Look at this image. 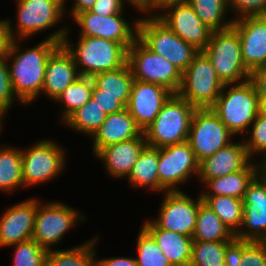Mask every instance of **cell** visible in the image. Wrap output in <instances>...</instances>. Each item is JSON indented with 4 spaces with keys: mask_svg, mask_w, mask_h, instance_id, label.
<instances>
[{
    "mask_svg": "<svg viewBox=\"0 0 266 266\" xmlns=\"http://www.w3.org/2000/svg\"><path fill=\"white\" fill-rule=\"evenodd\" d=\"M67 30L61 26L25 51L20 49L18 40H10L5 57L13 93L22 105L31 104L41 95L48 58L62 44Z\"/></svg>",
    "mask_w": 266,
    "mask_h": 266,
    "instance_id": "cell-1",
    "label": "cell"
},
{
    "mask_svg": "<svg viewBox=\"0 0 266 266\" xmlns=\"http://www.w3.org/2000/svg\"><path fill=\"white\" fill-rule=\"evenodd\" d=\"M211 109L234 136L243 135V141L262 106L254 84L248 79L241 83L224 84Z\"/></svg>",
    "mask_w": 266,
    "mask_h": 266,
    "instance_id": "cell-2",
    "label": "cell"
},
{
    "mask_svg": "<svg viewBox=\"0 0 266 266\" xmlns=\"http://www.w3.org/2000/svg\"><path fill=\"white\" fill-rule=\"evenodd\" d=\"M68 33L69 30L61 45L72 56L80 76L93 77L117 70L127 63V49L121 43L85 36H79V40L72 43Z\"/></svg>",
    "mask_w": 266,
    "mask_h": 266,
    "instance_id": "cell-3",
    "label": "cell"
},
{
    "mask_svg": "<svg viewBox=\"0 0 266 266\" xmlns=\"http://www.w3.org/2000/svg\"><path fill=\"white\" fill-rule=\"evenodd\" d=\"M195 109L178 94H172L155 120L143 131L147 146L162 148L187 141Z\"/></svg>",
    "mask_w": 266,
    "mask_h": 266,
    "instance_id": "cell-4",
    "label": "cell"
},
{
    "mask_svg": "<svg viewBox=\"0 0 266 266\" xmlns=\"http://www.w3.org/2000/svg\"><path fill=\"white\" fill-rule=\"evenodd\" d=\"M202 52L211 61L223 84L241 83L250 79L251 72L243 62L239 35L232 26L213 31Z\"/></svg>",
    "mask_w": 266,
    "mask_h": 266,
    "instance_id": "cell-5",
    "label": "cell"
},
{
    "mask_svg": "<svg viewBox=\"0 0 266 266\" xmlns=\"http://www.w3.org/2000/svg\"><path fill=\"white\" fill-rule=\"evenodd\" d=\"M141 18L138 20L137 37L150 50L165 57L183 72L200 51L182 40L156 16Z\"/></svg>",
    "mask_w": 266,
    "mask_h": 266,
    "instance_id": "cell-6",
    "label": "cell"
},
{
    "mask_svg": "<svg viewBox=\"0 0 266 266\" xmlns=\"http://www.w3.org/2000/svg\"><path fill=\"white\" fill-rule=\"evenodd\" d=\"M17 24L14 30L11 20L6 18L10 40H22L56 27L64 18L67 0H17ZM16 31V32H15Z\"/></svg>",
    "mask_w": 266,
    "mask_h": 266,
    "instance_id": "cell-7",
    "label": "cell"
},
{
    "mask_svg": "<svg viewBox=\"0 0 266 266\" xmlns=\"http://www.w3.org/2000/svg\"><path fill=\"white\" fill-rule=\"evenodd\" d=\"M127 63L136 80L164 86L177 94L182 72L165 57L150 50L138 37L127 49Z\"/></svg>",
    "mask_w": 266,
    "mask_h": 266,
    "instance_id": "cell-8",
    "label": "cell"
},
{
    "mask_svg": "<svg viewBox=\"0 0 266 266\" xmlns=\"http://www.w3.org/2000/svg\"><path fill=\"white\" fill-rule=\"evenodd\" d=\"M223 86L211 61L200 51L182 72V83L177 94L195 108H211Z\"/></svg>",
    "mask_w": 266,
    "mask_h": 266,
    "instance_id": "cell-9",
    "label": "cell"
},
{
    "mask_svg": "<svg viewBox=\"0 0 266 266\" xmlns=\"http://www.w3.org/2000/svg\"><path fill=\"white\" fill-rule=\"evenodd\" d=\"M36 199V215L32 239L46 250L61 243L64 233L68 232L78 221L85 222L87 217L76 209L53 201L40 205Z\"/></svg>",
    "mask_w": 266,
    "mask_h": 266,
    "instance_id": "cell-10",
    "label": "cell"
},
{
    "mask_svg": "<svg viewBox=\"0 0 266 266\" xmlns=\"http://www.w3.org/2000/svg\"><path fill=\"white\" fill-rule=\"evenodd\" d=\"M22 181L25 187L40 185L59 176L65 169L66 152L50 139L37 141L21 150Z\"/></svg>",
    "mask_w": 266,
    "mask_h": 266,
    "instance_id": "cell-11",
    "label": "cell"
},
{
    "mask_svg": "<svg viewBox=\"0 0 266 266\" xmlns=\"http://www.w3.org/2000/svg\"><path fill=\"white\" fill-rule=\"evenodd\" d=\"M235 137L211 108H196L187 142L200 163L232 143Z\"/></svg>",
    "mask_w": 266,
    "mask_h": 266,
    "instance_id": "cell-12",
    "label": "cell"
},
{
    "mask_svg": "<svg viewBox=\"0 0 266 266\" xmlns=\"http://www.w3.org/2000/svg\"><path fill=\"white\" fill-rule=\"evenodd\" d=\"M159 192L180 191L177 187L194 174L198 177L199 162L190 144H174L159 148ZM189 178V179H188Z\"/></svg>",
    "mask_w": 266,
    "mask_h": 266,
    "instance_id": "cell-13",
    "label": "cell"
},
{
    "mask_svg": "<svg viewBox=\"0 0 266 266\" xmlns=\"http://www.w3.org/2000/svg\"><path fill=\"white\" fill-rule=\"evenodd\" d=\"M160 11L156 17L185 42L199 51L209 43L213 30L201 21L187 1L168 3Z\"/></svg>",
    "mask_w": 266,
    "mask_h": 266,
    "instance_id": "cell-14",
    "label": "cell"
},
{
    "mask_svg": "<svg viewBox=\"0 0 266 266\" xmlns=\"http://www.w3.org/2000/svg\"><path fill=\"white\" fill-rule=\"evenodd\" d=\"M123 14L100 16L87 10L76 14L73 21L81 28L78 35L112 40L128 49L138 36L139 19H134L131 25L124 19Z\"/></svg>",
    "mask_w": 266,
    "mask_h": 266,
    "instance_id": "cell-15",
    "label": "cell"
},
{
    "mask_svg": "<svg viewBox=\"0 0 266 266\" xmlns=\"http://www.w3.org/2000/svg\"><path fill=\"white\" fill-rule=\"evenodd\" d=\"M196 199L195 201L181 190L166 191L159 207V214L152 221L161 229L192 237L196 227L198 208L203 202L201 194Z\"/></svg>",
    "mask_w": 266,
    "mask_h": 266,
    "instance_id": "cell-16",
    "label": "cell"
},
{
    "mask_svg": "<svg viewBox=\"0 0 266 266\" xmlns=\"http://www.w3.org/2000/svg\"><path fill=\"white\" fill-rule=\"evenodd\" d=\"M246 228H243V227ZM266 237V167L248 186L243 198V221L238 240L263 241Z\"/></svg>",
    "mask_w": 266,
    "mask_h": 266,
    "instance_id": "cell-17",
    "label": "cell"
},
{
    "mask_svg": "<svg viewBox=\"0 0 266 266\" xmlns=\"http://www.w3.org/2000/svg\"><path fill=\"white\" fill-rule=\"evenodd\" d=\"M173 93L162 85L134 79L126 109L144 131Z\"/></svg>",
    "mask_w": 266,
    "mask_h": 266,
    "instance_id": "cell-18",
    "label": "cell"
},
{
    "mask_svg": "<svg viewBox=\"0 0 266 266\" xmlns=\"http://www.w3.org/2000/svg\"><path fill=\"white\" fill-rule=\"evenodd\" d=\"M246 68L252 72L266 63V16H245L233 21Z\"/></svg>",
    "mask_w": 266,
    "mask_h": 266,
    "instance_id": "cell-19",
    "label": "cell"
},
{
    "mask_svg": "<svg viewBox=\"0 0 266 266\" xmlns=\"http://www.w3.org/2000/svg\"><path fill=\"white\" fill-rule=\"evenodd\" d=\"M36 215V199H27L10 206L0 216V248L12 247L32 239Z\"/></svg>",
    "mask_w": 266,
    "mask_h": 266,
    "instance_id": "cell-20",
    "label": "cell"
},
{
    "mask_svg": "<svg viewBox=\"0 0 266 266\" xmlns=\"http://www.w3.org/2000/svg\"><path fill=\"white\" fill-rule=\"evenodd\" d=\"M251 161L244 141L232 142L199 163L198 177L204 184L209 179L243 170Z\"/></svg>",
    "mask_w": 266,
    "mask_h": 266,
    "instance_id": "cell-21",
    "label": "cell"
},
{
    "mask_svg": "<svg viewBox=\"0 0 266 266\" xmlns=\"http://www.w3.org/2000/svg\"><path fill=\"white\" fill-rule=\"evenodd\" d=\"M147 146L144 134L129 141L119 142L102 148L95 156L102 160L106 171L113 177L126 179L130 175L133 166Z\"/></svg>",
    "mask_w": 266,
    "mask_h": 266,
    "instance_id": "cell-22",
    "label": "cell"
},
{
    "mask_svg": "<svg viewBox=\"0 0 266 266\" xmlns=\"http://www.w3.org/2000/svg\"><path fill=\"white\" fill-rule=\"evenodd\" d=\"M79 76L72 56L60 45L48 58L41 94L54 101Z\"/></svg>",
    "mask_w": 266,
    "mask_h": 266,
    "instance_id": "cell-23",
    "label": "cell"
},
{
    "mask_svg": "<svg viewBox=\"0 0 266 266\" xmlns=\"http://www.w3.org/2000/svg\"><path fill=\"white\" fill-rule=\"evenodd\" d=\"M142 129L125 108L120 112L107 115L100 128L93 134V153L96 155L102 148L119 142L140 137Z\"/></svg>",
    "mask_w": 266,
    "mask_h": 266,
    "instance_id": "cell-24",
    "label": "cell"
},
{
    "mask_svg": "<svg viewBox=\"0 0 266 266\" xmlns=\"http://www.w3.org/2000/svg\"><path fill=\"white\" fill-rule=\"evenodd\" d=\"M142 225L141 227L153 237L173 266H189L193 244L192 237L161 229L150 219Z\"/></svg>",
    "mask_w": 266,
    "mask_h": 266,
    "instance_id": "cell-25",
    "label": "cell"
},
{
    "mask_svg": "<svg viewBox=\"0 0 266 266\" xmlns=\"http://www.w3.org/2000/svg\"><path fill=\"white\" fill-rule=\"evenodd\" d=\"M264 168L262 163L252 160L243 170L209 179L203 184L207 189L201 196L226 195L243 200L248 186Z\"/></svg>",
    "mask_w": 266,
    "mask_h": 266,
    "instance_id": "cell-26",
    "label": "cell"
},
{
    "mask_svg": "<svg viewBox=\"0 0 266 266\" xmlns=\"http://www.w3.org/2000/svg\"><path fill=\"white\" fill-rule=\"evenodd\" d=\"M193 241H235V234L227 227L214 211L202 202L199 205Z\"/></svg>",
    "mask_w": 266,
    "mask_h": 266,
    "instance_id": "cell-27",
    "label": "cell"
},
{
    "mask_svg": "<svg viewBox=\"0 0 266 266\" xmlns=\"http://www.w3.org/2000/svg\"><path fill=\"white\" fill-rule=\"evenodd\" d=\"M92 79L99 89V95L119 96V100L125 106L128 104L134 81L128 63L117 70L96 74Z\"/></svg>",
    "mask_w": 266,
    "mask_h": 266,
    "instance_id": "cell-28",
    "label": "cell"
},
{
    "mask_svg": "<svg viewBox=\"0 0 266 266\" xmlns=\"http://www.w3.org/2000/svg\"><path fill=\"white\" fill-rule=\"evenodd\" d=\"M158 160L159 148L146 146L142 150L127 178L132 187H150V190L159 192Z\"/></svg>",
    "mask_w": 266,
    "mask_h": 266,
    "instance_id": "cell-29",
    "label": "cell"
},
{
    "mask_svg": "<svg viewBox=\"0 0 266 266\" xmlns=\"http://www.w3.org/2000/svg\"><path fill=\"white\" fill-rule=\"evenodd\" d=\"M20 147H0V191L13 192L24 187Z\"/></svg>",
    "mask_w": 266,
    "mask_h": 266,
    "instance_id": "cell-30",
    "label": "cell"
},
{
    "mask_svg": "<svg viewBox=\"0 0 266 266\" xmlns=\"http://www.w3.org/2000/svg\"><path fill=\"white\" fill-rule=\"evenodd\" d=\"M234 241H193L189 266H223Z\"/></svg>",
    "mask_w": 266,
    "mask_h": 266,
    "instance_id": "cell-31",
    "label": "cell"
},
{
    "mask_svg": "<svg viewBox=\"0 0 266 266\" xmlns=\"http://www.w3.org/2000/svg\"><path fill=\"white\" fill-rule=\"evenodd\" d=\"M98 236L70 249L48 251L46 266H94V246Z\"/></svg>",
    "mask_w": 266,
    "mask_h": 266,
    "instance_id": "cell-32",
    "label": "cell"
},
{
    "mask_svg": "<svg viewBox=\"0 0 266 266\" xmlns=\"http://www.w3.org/2000/svg\"><path fill=\"white\" fill-rule=\"evenodd\" d=\"M93 87L92 77L79 76L56 97L55 101L64 105L61 112L63 122L91 99Z\"/></svg>",
    "mask_w": 266,
    "mask_h": 266,
    "instance_id": "cell-33",
    "label": "cell"
},
{
    "mask_svg": "<svg viewBox=\"0 0 266 266\" xmlns=\"http://www.w3.org/2000/svg\"><path fill=\"white\" fill-rule=\"evenodd\" d=\"M221 221L236 234L243 221V200L232 196H201Z\"/></svg>",
    "mask_w": 266,
    "mask_h": 266,
    "instance_id": "cell-34",
    "label": "cell"
},
{
    "mask_svg": "<svg viewBox=\"0 0 266 266\" xmlns=\"http://www.w3.org/2000/svg\"><path fill=\"white\" fill-rule=\"evenodd\" d=\"M107 114L93 98L72 113L63 123L69 128L92 137L105 121Z\"/></svg>",
    "mask_w": 266,
    "mask_h": 266,
    "instance_id": "cell-35",
    "label": "cell"
},
{
    "mask_svg": "<svg viewBox=\"0 0 266 266\" xmlns=\"http://www.w3.org/2000/svg\"><path fill=\"white\" fill-rule=\"evenodd\" d=\"M201 21L213 31L224 30L233 25V19L226 20L227 0H187Z\"/></svg>",
    "mask_w": 266,
    "mask_h": 266,
    "instance_id": "cell-36",
    "label": "cell"
},
{
    "mask_svg": "<svg viewBox=\"0 0 266 266\" xmlns=\"http://www.w3.org/2000/svg\"><path fill=\"white\" fill-rule=\"evenodd\" d=\"M137 236L138 256L134 258L138 266H173L153 237L143 227Z\"/></svg>",
    "mask_w": 266,
    "mask_h": 266,
    "instance_id": "cell-37",
    "label": "cell"
},
{
    "mask_svg": "<svg viewBox=\"0 0 266 266\" xmlns=\"http://www.w3.org/2000/svg\"><path fill=\"white\" fill-rule=\"evenodd\" d=\"M232 255L239 266H266V245L263 241L236 239Z\"/></svg>",
    "mask_w": 266,
    "mask_h": 266,
    "instance_id": "cell-38",
    "label": "cell"
},
{
    "mask_svg": "<svg viewBox=\"0 0 266 266\" xmlns=\"http://www.w3.org/2000/svg\"><path fill=\"white\" fill-rule=\"evenodd\" d=\"M250 128L247 132L249 136H246L249 139L244 142L249 157L255 160L254 155L261 156L260 163L266 167V113L261 111L255 117Z\"/></svg>",
    "mask_w": 266,
    "mask_h": 266,
    "instance_id": "cell-39",
    "label": "cell"
},
{
    "mask_svg": "<svg viewBox=\"0 0 266 266\" xmlns=\"http://www.w3.org/2000/svg\"><path fill=\"white\" fill-rule=\"evenodd\" d=\"M12 246L15 247L12 266H46L48 250L33 239Z\"/></svg>",
    "mask_w": 266,
    "mask_h": 266,
    "instance_id": "cell-40",
    "label": "cell"
},
{
    "mask_svg": "<svg viewBox=\"0 0 266 266\" xmlns=\"http://www.w3.org/2000/svg\"><path fill=\"white\" fill-rule=\"evenodd\" d=\"M227 4L228 10L237 16L233 20L245 16H266V0H227Z\"/></svg>",
    "mask_w": 266,
    "mask_h": 266,
    "instance_id": "cell-41",
    "label": "cell"
},
{
    "mask_svg": "<svg viewBox=\"0 0 266 266\" xmlns=\"http://www.w3.org/2000/svg\"><path fill=\"white\" fill-rule=\"evenodd\" d=\"M14 99L19 101L11 87L8 61L3 56L0 58V109L7 113L15 101Z\"/></svg>",
    "mask_w": 266,
    "mask_h": 266,
    "instance_id": "cell-42",
    "label": "cell"
},
{
    "mask_svg": "<svg viewBox=\"0 0 266 266\" xmlns=\"http://www.w3.org/2000/svg\"><path fill=\"white\" fill-rule=\"evenodd\" d=\"M101 109L107 114L117 113L126 108L119 100V96L99 95V89L94 85L92 97Z\"/></svg>",
    "mask_w": 266,
    "mask_h": 266,
    "instance_id": "cell-43",
    "label": "cell"
},
{
    "mask_svg": "<svg viewBox=\"0 0 266 266\" xmlns=\"http://www.w3.org/2000/svg\"><path fill=\"white\" fill-rule=\"evenodd\" d=\"M125 5L123 0H96L90 10L100 16H108L125 12Z\"/></svg>",
    "mask_w": 266,
    "mask_h": 266,
    "instance_id": "cell-44",
    "label": "cell"
},
{
    "mask_svg": "<svg viewBox=\"0 0 266 266\" xmlns=\"http://www.w3.org/2000/svg\"><path fill=\"white\" fill-rule=\"evenodd\" d=\"M250 80L262 101L266 97V63L250 73Z\"/></svg>",
    "mask_w": 266,
    "mask_h": 266,
    "instance_id": "cell-45",
    "label": "cell"
},
{
    "mask_svg": "<svg viewBox=\"0 0 266 266\" xmlns=\"http://www.w3.org/2000/svg\"><path fill=\"white\" fill-rule=\"evenodd\" d=\"M125 1L129 3V6L131 4L132 7L138 9L137 11H141L142 15L144 13L145 17L157 16V14L154 13L156 9H157L156 12L159 11V13L161 10V7L159 6V0H123L124 4H125Z\"/></svg>",
    "mask_w": 266,
    "mask_h": 266,
    "instance_id": "cell-46",
    "label": "cell"
},
{
    "mask_svg": "<svg viewBox=\"0 0 266 266\" xmlns=\"http://www.w3.org/2000/svg\"><path fill=\"white\" fill-rule=\"evenodd\" d=\"M96 251L94 248V266H138L134 257H110L97 259ZM97 259V260H96Z\"/></svg>",
    "mask_w": 266,
    "mask_h": 266,
    "instance_id": "cell-47",
    "label": "cell"
},
{
    "mask_svg": "<svg viewBox=\"0 0 266 266\" xmlns=\"http://www.w3.org/2000/svg\"><path fill=\"white\" fill-rule=\"evenodd\" d=\"M10 39L7 32L6 20H0V58L5 56Z\"/></svg>",
    "mask_w": 266,
    "mask_h": 266,
    "instance_id": "cell-48",
    "label": "cell"
},
{
    "mask_svg": "<svg viewBox=\"0 0 266 266\" xmlns=\"http://www.w3.org/2000/svg\"><path fill=\"white\" fill-rule=\"evenodd\" d=\"M96 0H74L73 3V7H71V9H69L70 13V17L72 16V18L83 11H87L90 10Z\"/></svg>",
    "mask_w": 266,
    "mask_h": 266,
    "instance_id": "cell-49",
    "label": "cell"
},
{
    "mask_svg": "<svg viewBox=\"0 0 266 266\" xmlns=\"http://www.w3.org/2000/svg\"><path fill=\"white\" fill-rule=\"evenodd\" d=\"M223 266H239L238 262L234 258V256L231 254L227 260L224 262Z\"/></svg>",
    "mask_w": 266,
    "mask_h": 266,
    "instance_id": "cell-50",
    "label": "cell"
},
{
    "mask_svg": "<svg viewBox=\"0 0 266 266\" xmlns=\"http://www.w3.org/2000/svg\"><path fill=\"white\" fill-rule=\"evenodd\" d=\"M180 1H187V0H159V6L162 8L164 5L171 3V2H180Z\"/></svg>",
    "mask_w": 266,
    "mask_h": 266,
    "instance_id": "cell-51",
    "label": "cell"
},
{
    "mask_svg": "<svg viewBox=\"0 0 266 266\" xmlns=\"http://www.w3.org/2000/svg\"><path fill=\"white\" fill-rule=\"evenodd\" d=\"M6 112H4L3 110H1L0 109V135H1V132H2V130H3V127H2V125H3V119H4V117H5V114Z\"/></svg>",
    "mask_w": 266,
    "mask_h": 266,
    "instance_id": "cell-52",
    "label": "cell"
},
{
    "mask_svg": "<svg viewBox=\"0 0 266 266\" xmlns=\"http://www.w3.org/2000/svg\"><path fill=\"white\" fill-rule=\"evenodd\" d=\"M262 111L266 113V97L261 101Z\"/></svg>",
    "mask_w": 266,
    "mask_h": 266,
    "instance_id": "cell-53",
    "label": "cell"
},
{
    "mask_svg": "<svg viewBox=\"0 0 266 266\" xmlns=\"http://www.w3.org/2000/svg\"><path fill=\"white\" fill-rule=\"evenodd\" d=\"M264 244L266 245V237L263 239Z\"/></svg>",
    "mask_w": 266,
    "mask_h": 266,
    "instance_id": "cell-54",
    "label": "cell"
}]
</instances>
